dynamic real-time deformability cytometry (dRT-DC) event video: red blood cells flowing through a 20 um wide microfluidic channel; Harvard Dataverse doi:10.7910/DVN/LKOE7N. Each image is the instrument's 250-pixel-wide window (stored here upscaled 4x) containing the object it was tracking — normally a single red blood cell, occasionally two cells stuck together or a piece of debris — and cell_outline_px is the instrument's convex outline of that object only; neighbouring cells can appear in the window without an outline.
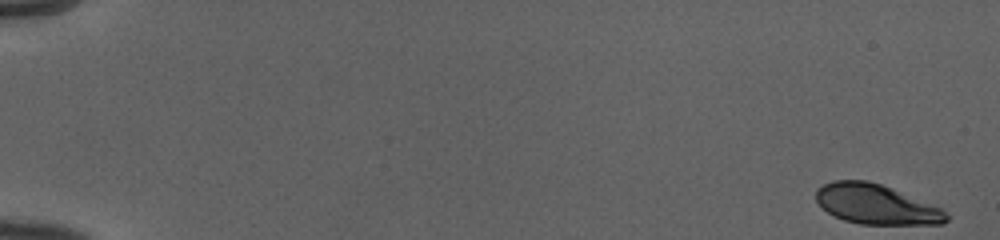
{"species": "human", "species_latin": "Homo sapiens", "temperature_condition": "cold", "stored_images_in_passage": 52, "camera_frame_rate_fps": 3000, "um_per_image_px": 0.085, "donor": {"sex": "female"}, "frame": {"image": 1, "passage_image": 1, "time_ms": 0.0, "image_size_px": [1000, 240], "cell_outline_px": [[952, 216], [944, 224], [860, 224], [844, 220], [828, 212], [816, 200], [816, 188], [832, 180], [868, 180], [892, 188], [940, 208]], "centroid_in_image_um": [74.48, 17.36], "position_along_channel_um": 10.5, "area_um2": 30.11}}
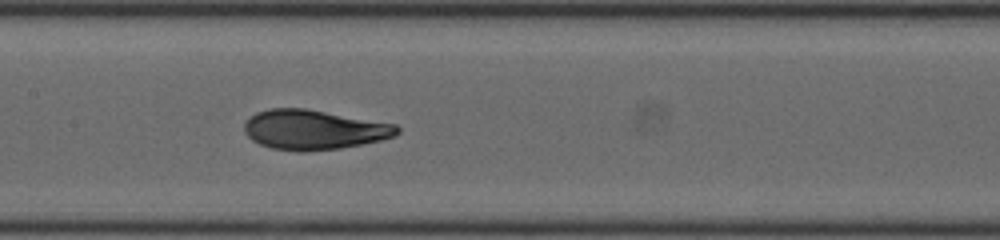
{"frame": {"image": 2, "passage_image": 28, "time_ms": 9.0, "image_size_px": [1000, 240], "cell_outline_px": [[400, 132], [396, 136], [380, 140], [340, 148], [304, 152], [300, 152], [272, 148], [260, 144], [252, 140], [244, 132], [244, 124], [256, 112], [268, 108], [304, 108], [396, 124], [400, 128]], "centroid_in_image_um": [26.68, 11.03], "position_along_channel_um": 180.7, "area_um2": 35.32}}
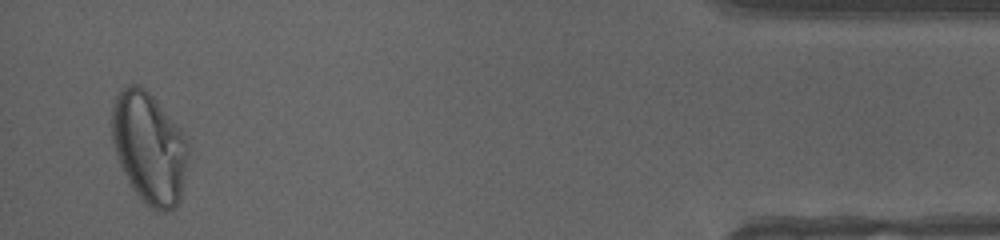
{"frame": {"image": 3, "passage_image": 51, "time_ms": 16.667, "image_size_px": [1000, 240], "cell_outline_px": [[188, 156], [180, 200], [172, 208], [164, 212], [156, 212], [132, 188], [120, 164], [112, 140], [112, 104], [116, 96], [128, 84], [140, 84], [152, 96], [184, 132], [188, 144]], "centroid_in_image_um": [12.69, 12.54], "position_along_channel_um": 422.5, "area_um2": 49.07}, "authors_computed_cell_mechanics": {"area_um2": 34.5355, "velocity_mm_per_s": 3.9872, "shape_relaxation_time_tau1_ms": 5.516, "shape_relaxation_time_tau2_ms": null, "deformation_change_tau1": 0.2019, "deformation_change_tau2": null}}